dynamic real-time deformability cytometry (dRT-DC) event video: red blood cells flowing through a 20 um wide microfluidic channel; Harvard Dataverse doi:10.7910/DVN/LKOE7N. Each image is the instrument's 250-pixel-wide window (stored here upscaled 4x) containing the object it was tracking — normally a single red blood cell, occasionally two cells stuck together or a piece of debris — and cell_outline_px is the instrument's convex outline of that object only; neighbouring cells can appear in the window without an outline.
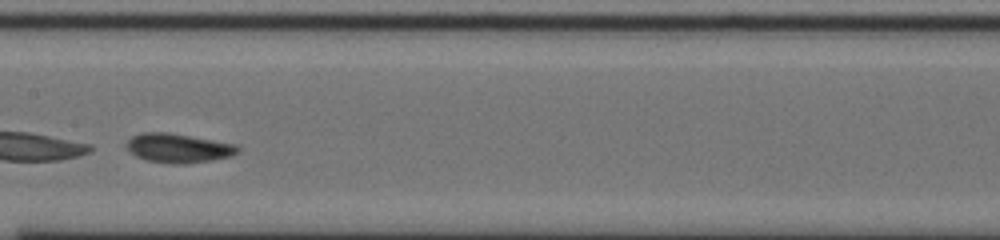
{"species": "common noctule bat (a hibernating species)", "species_latin": "Nyctalus noctula", "temperature_condition": "cold", "stored_images_in_passage": 35, "camera_frame_rate_fps": 3000, "um_per_image_px": 0.085, "animal": {"sex": "male", "body_mass_g": 20.0, "forearm_length_mm": 53.3}, "frame": {"image": 1, "passage_image": 16, "time_ms": 5.0, "image_size_px": [1000, 240], "cell_outline_px": [[240, 152], [232, 156], [212, 160], [184, 164], [176, 164], [148, 160], [136, 156], [124, 144], [132, 136], [144, 132], [168, 132], [236, 144], [240, 148]], "centroid_in_image_um": [15.19, 12.58], "position_along_channel_um": 192.2, "area_um2": 18.84}, "authors_computed_cell_mechanics": {"area_um2": 17.8602, "velocity_mm_per_s": 3.7332, "shape_relaxation_time_tau1_ms": 9.9806, "shape_relaxation_time_tau2_ms": 2.0818, "deformation_change_tau1": 0.1653, "deformation_change_tau2": 0.0539}}